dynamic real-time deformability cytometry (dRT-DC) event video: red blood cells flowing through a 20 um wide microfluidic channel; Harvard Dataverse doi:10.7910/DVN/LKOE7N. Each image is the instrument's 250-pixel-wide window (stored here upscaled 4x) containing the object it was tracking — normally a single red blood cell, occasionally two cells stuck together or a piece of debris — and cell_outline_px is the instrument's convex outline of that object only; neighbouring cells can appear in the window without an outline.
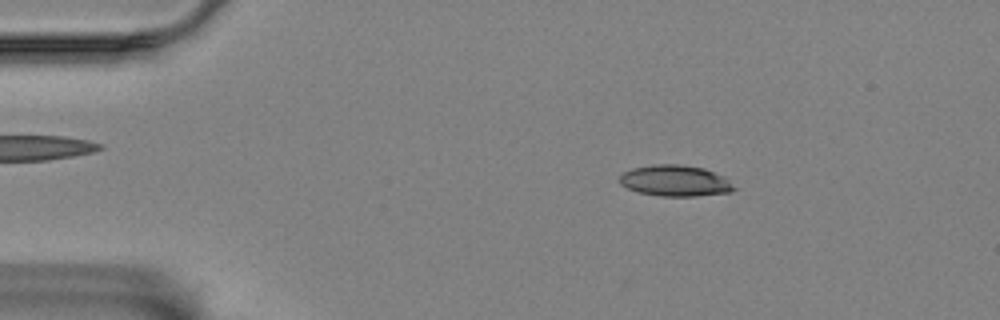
{"species": "Egyptian fruit bat (a non-hibernating species)", "species_latin": "Rousettus aegyptiacus", "temperature_condition": "room temperature", "stored_images_in_passage": 49, "camera_frame_rate_fps": 3000, "um_per_image_px": 0.085, "animal": {"sex": "female"}, "frame": {"image": 1, "passage_image": 1, "time_ms": 0.0, "image_size_px": [1000, 320], "cell_outline_px": [[736, 188], [732, 192], [696, 196], [660, 196], [640, 192], [628, 188], [620, 184], [620, 176], [624, 172], [632, 168], [652, 164], [676, 164], [704, 168], [724, 176]], "centroid_in_image_um": [57.4, 15.36], "position_along_channel_um": 27.6, "area_um2": 20.69}}
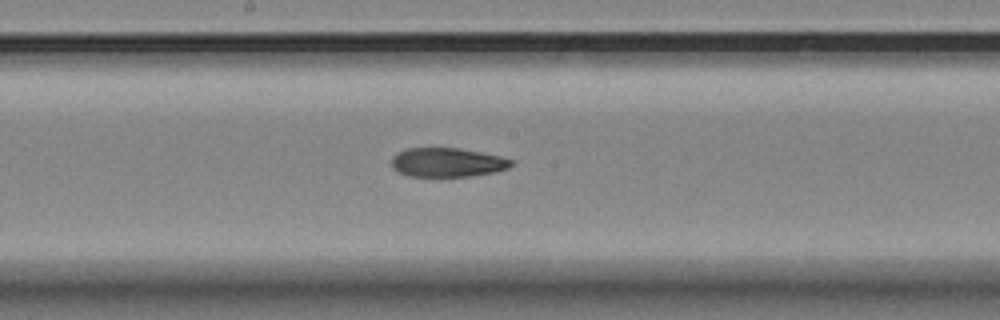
{"frame": {"image": 2, "passage_image": 22, "time_ms": 7.0, "image_size_px": [1000, 320], "cell_outline_px": [[512, 164], [508, 168], [496, 172], [472, 176], [408, 176], [396, 172], [392, 168], [392, 156], [408, 148], [460, 148], [500, 156], [512, 160]], "centroid_in_image_um": [38.01, 13.81], "position_along_channel_um": 210.2, "area_um2": 20.29}}
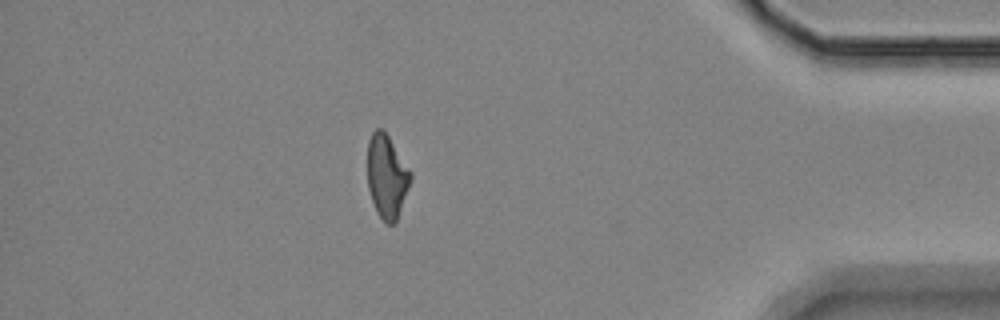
{"frame": {"image": 3, "passage_image": 42, "time_ms": 13.667, "image_size_px": [1000, 320], "cell_outline_px": [[412, 180], [396, 224], [384, 224], [376, 212], [368, 188], [368, 140], [372, 132], [376, 128], [380, 128], [388, 136], [412, 172]], "centroid_in_image_um": [32.9, 15.05], "position_along_channel_um": 402.3, "area_um2": 21.21}, "authors_computed_cell_mechanics": {"area_um2": 21.2126, "velocity_mm_per_s": 3.4555, "shape_relaxation_time_tau1_ms": null, "shape_relaxation_time_tau2_ms": 6.1963, "deformation_change_tau1": null, "deformation_change_tau2": 0.1324}}